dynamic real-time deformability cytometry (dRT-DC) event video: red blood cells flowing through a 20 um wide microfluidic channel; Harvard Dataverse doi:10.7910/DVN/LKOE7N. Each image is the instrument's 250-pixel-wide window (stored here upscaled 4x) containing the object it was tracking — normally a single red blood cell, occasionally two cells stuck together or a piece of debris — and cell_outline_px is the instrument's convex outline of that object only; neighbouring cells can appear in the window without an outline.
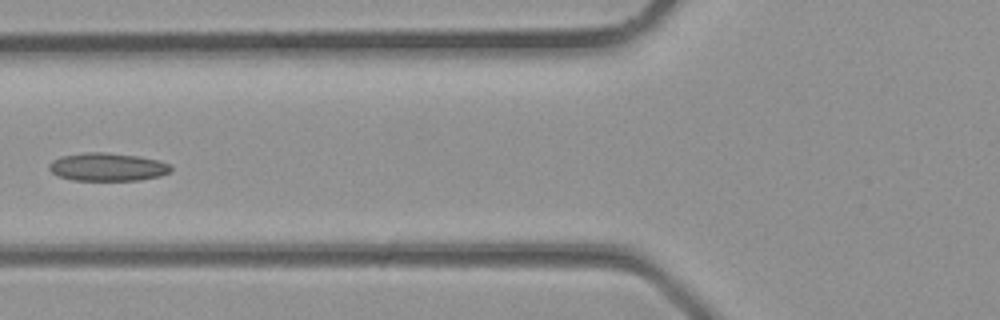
{"species": "common noctule bat (a hibernating species)", "species_latin": "Nyctalus noctula", "temperature_condition": "room temperature", "stored_images_in_passage": 4, "camera_frame_rate_fps": 3000, "um_per_image_px": 0.085, "animal": {"sex": "male", "body_mass_g": 23.1, "forearm_length_mm": 52.7}, "frame": {"image": 1, "passage_image": 4, "time_ms": 1.0, "image_size_px": [1000, 320], "cell_outline_px": [[172, 168], [168, 172], [160, 176], [140, 180], [72, 180], [60, 176], [52, 172], [48, 168], [48, 164], [52, 160], [60, 156], [88, 152], [104, 152], [140, 156], [156, 160], [168, 164]], "centroid_in_image_um": [9.1, 14.19], "position_along_channel_um": 116.7, "area_um2": 19.83}}